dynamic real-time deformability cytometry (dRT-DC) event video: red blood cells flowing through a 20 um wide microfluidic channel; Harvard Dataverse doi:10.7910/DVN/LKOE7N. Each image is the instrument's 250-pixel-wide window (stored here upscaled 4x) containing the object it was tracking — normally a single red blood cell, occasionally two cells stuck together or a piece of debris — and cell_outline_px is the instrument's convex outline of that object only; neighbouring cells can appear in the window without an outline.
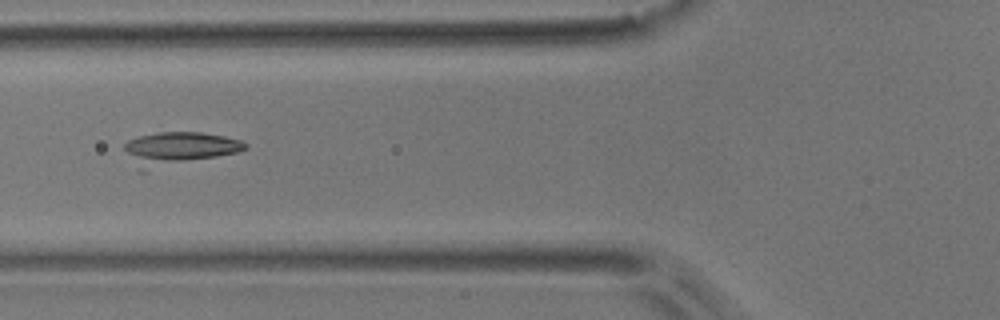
{"species": "common noctule bat (a hibernating species)", "species_latin": "Nyctalus noctula", "temperature_condition": "room temperature", "stored_images_in_passage": 8, "camera_frame_rate_fps": 3000, "um_per_image_px": 0.085, "animal": {"sex": "male", "body_mass_g": 17.9}, "frame": {"image": 1, "passage_image": 5, "time_ms": 1.333, "image_size_px": [1000, 320], "cell_outline_px": [[248, 148], [236, 152], [144, 172], [136, 172], [124, 148], [124, 144], [128, 140], [140, 136], [160, 132], [200, 132], [224, 136], [240, 140], [248, 144]], "centroid_in_image_um": [15.1, 12.66], "position_along_channel_um": 110.7, "area_um2": 23.52}}
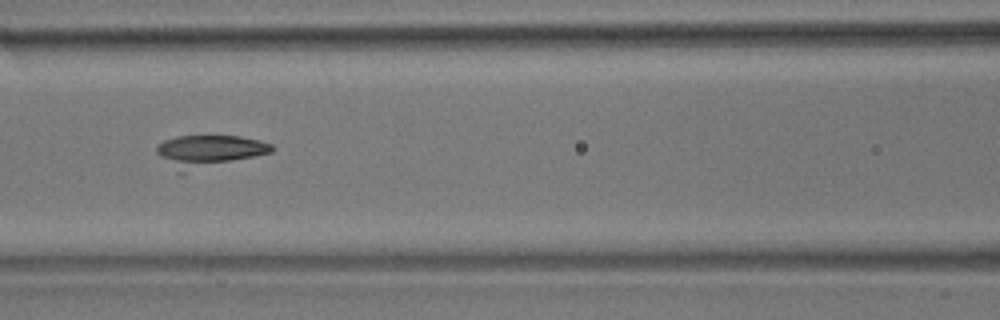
{"frame": {"image": 2, "passage_image": 6, "time_ms": 1.667, "image_size_px": [1000, 320], "cell_outline_px": [[272, 152], [184, 176], [180, 176], [156, 152], [156, 144], [164, 140], [176, 136], [240, 136], [260, 140], [272, 144]], "centroid_in_image_um": [17.71, 12.91], "position_along_channel_um": 148.9, "area_um2": 22.48}}
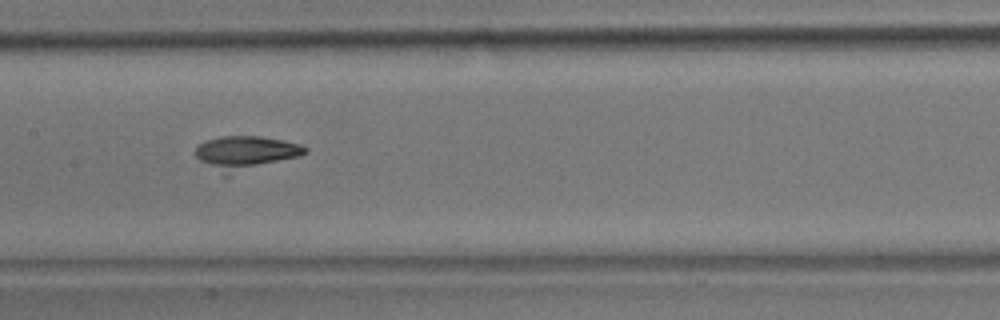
{"frame": {"image": 3, "passage_image": 7, "time_ms": 2.0, "image_size_px": [1000, 320], "cell_outline_px": [[308, 152], [300, 156], [228, 176], [224, 176], [200, 160], [196, 156], [196, 148], [200, 144], [208, 140], [220, 136], [260, 136], [284, 140], [300, 144], [308, 148]], "centroid_in_image_um": [20.91, 13.0], "position_along_channel_um": 186.5, "area_um2": 21.56}}